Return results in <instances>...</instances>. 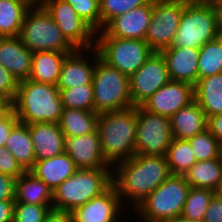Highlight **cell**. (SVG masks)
Wrapping results in <instances>:
<instances>
[{
    "mask_svg": "<svg viewBox=\"0 0 222 222\" xmlns=\"http://www.w3.org/2000/svg\"><path fill=\"white\" fill-rule=\"evenodd\" d=\"M112 185L117 194L132 203V209L161 185L171 171L166 156L134 154L112 167Z\"/></svg>",
    "mask_w": 222,
    "mask_h": 222,
    "instance_id": "cell-1",
    "label": "cell"
},
{
    "mask_svg": "<svg viewBox=\"0 0 222 222\" xmlns=\"http://www.w3.org/2000/svg\"><path fill=\"white\" fill-rule=\"evenodd\" d=\"M136 127L137 107L98 113L102 156L111 167L135 154Z\"/></svg>",
    "mask_w": 222,
    "mask_h": 222,
    "instance_id": "cell-2",
    "label": "cell"
},
{
    "mask_svg": "<svg viewBox=\"0 0 222 222\" xmlns=\"http://www.w3.org/2000/svg\"><path fill=\"white\" fill-rule=\"evenodd\" d=\"M12 105L19 122L27 125L42 122L58 124L63 111L57 85L29 79L18 83Z\"/></svg>",
    "mask_w": 222,
    "mask_h": 222,
    "instance_id": "cell-3",
    "label": "cell"
},
{
    "mask_svg": "<svg viewBox=\"0 0 222 222\" xmlns=\"http://www.w3.org/2000/svg\"><path fill=\"white\" fill-rule=\"evenodd\" d=\"M112 185V168L78 169L53 190V209L71 212Z\"/></svg>",
    "mask_w": 222,
    "mask_h": 222,
    "instance_id": "cell-4",
    "label": "cell"
},
{
    "mask_svg": "<svg viewBox=\"0 0 222 222\" xmlns=\"http://www.w3.org/2000/svg\"><path fill=\"white\" fill-rule=\"evenodd\" d=\"M184 175L171 174L133 210L142 222H169L181 216L190 189Z\"/></svg>",
    "mask_w": 222,
    "mask_h": 222,
    "instance_id": "cell-5",
    "label": "cell"
},
{
    "mask_svg": "<svg viewBox=\"0 0 222 222\" xmlns=\"http://www.w3.org/2000/svg\"><path fill=\"white\" fill-rule=\"evenodd\" d=\"M220 35L218 6L189 1L171 47L200 48Z\"/></svg>",
    "mask_w": 222,
    "mask_h": 222,
    "instance_id": "cell-6",
    "label": "cell"
},
{
    "mask_svg": "<svg viewBox=\"0 0 222 222\" xmlns=\"http://www.w3.org/2000/svg\"><path fill=\"white\" fill-rule=\"evenodd\" d=\"M94 112L118 111L132 107L129 77L100 57L93 72Z\"/></svg>",
    "mask_w": 222,
    "mask_h": 222,
    "instance_id": "cell-7",
    "label": "cell"
},
{
    "mask_svg": "<svg viewBox=\"0 0 222 222\" xmlns=\"http://www.w3.org/2000/svg\"><path fill=\"white\" fill-rule=\"evenodd\" d=\"M19 37L31 52L73 53L76 50L63 36L45 7L28 9Z\"/></svg>",
    "mask_w": 222,
    "mask_h": 222,
    "instance_id": "cell-8",
    "label": "cell"
},
{
    "mask_svg": "<svg viewBox=\"0 0 222 222\" xmlns=\"http://www.w3.org/2000/svg\"><path fill=\"white\" fill-rule=\"evenodd\" d=\"M95 48L104 62L128 77L154 52L145 40L118 37H96Z\"/></svg>",
    "mask_w": 222,
    "mask_h": 222,
    "instance_id": "cell-9",
    "label": "cell"
},
{
    "mask_svg": "<svg viewBox=\"0 0 222 222\" xmlns=\"http://www.w3.org/2000/svg\"><path fill=\"white\" fill-rule=\"evenodd\" d=\"M190 0H153L151 21L145 36L154 52L171 47L185 5Z\"/></svg>",
    "mask_w": 222,
    "mask_h": 222,
    "instance_id": "cell-10",
    "label": "cell"
},
{
    "mask_svg": "<svg viewBox=\"0 0 222 222\" xmlns=\"http://www.w3.org/2000/svg\"><path fill=\"white\" fill-rule=\"evenodd\" d=\"M172 140L170 118L137 107L135 154L166 156Z\"/></svg>",
    "mask_w": 222,
    "mask_h": 222,
    "instance_id": "cell-11",
    "label": "cell"
},
{
    "mask_svg": "<svg viewBox=\"0 0 222 222\" xmlns=\"http://www.w3.org/2000/svg\"><path fill=\"white\" fill-rule=\"evenodd\" d=\"M45 9L75 49L95 47L96 32L65 0H46Z\"/></svg>",
    "mask_w": 222,
    "mask_h": 222,
    "instance_id": "cell-12",
    "label": "cell"
},
{
    "mask_svg": "<svg viewBox=\"0 0 222 222\" xmlns=\"http://www.w3.org/2000/svg\"><path fill=\"white\" fill-rule=\"evenodd\" d=\"M170 80L163 55L160 52H153L146 62L129 77L132 106H141Z\"/></svg>",
    "mask_w": 222,
    "mask_h": 222,
    "instance_id": "cell-13",
    "label": "cell"
},
{
    "mask_svg": "<svg viewBox=\"0 0 222 222\" xmlns=\"http://www.w3.org/2000/svg\"><path fill=\"white\" fill-rule=\"evenodd\" d=\"M195 100L194 85L170 80L158 89L141 107L153 114L170 118L179 109Z\"/></svg>",
    "mask_w": 222,
    "mask_h": 222,
    "instance_id": "cell-14",
    "label": "cell"
},
{
    "mask_svg": "<svg viewBox=\"0 0 222 222\" xmlns=\"http://www.w3.org/2000/svg\"><path fill=\"white\" fill-rule=\"evenodd\" d=\"M152 11L153 0L111 19L101 31L96 33V37L145 40Z\"/></svg>",
    "mask_w": 222,
    "mask_h": 222,
    "instance_id": "cell-15",
    "label": "cell"
},
{
    "mask_svg": "<svg viewBox=\"0 0 222 222\" xmlns=\"http://www.w3.org/2000/svg\"><path fill=\"white\" fill-rule=\"evenodd\" d=\"M123 203L116 188L111 185L101 195L70 212L72 222H116L123 219Z\"/></svg>",
    "mask_w": 222,
    "mask_h": 222,
    "instance_id": "cell-16",
    "label": "cell"
},
{
    "mask_svg": "<svg viewBox=\"0 0 222 222\" xmlns=\"http://www.w3.org/2000/svg\"><path fill=\"white\" fill-rule=\"evenodd\" d=\"M99 57L95 47L76 49L73 53L68 54L61 66L57 87L69 89L79 85L92 84L94 68Z\"/></svg>",
    "mask_w": 222,
    "mask_h": 222,
    "instance_id": "cell-17",
    "label": "cell"
},
{
    "mask_svg": "<svg viewBox=\"0 0 222 222\" xmlns=\"http://www.w3.org/2000/svg\"><path fill=\"white\" fill-rule=\"evenodd\" d=\"M65 152L77 169L112 168L103 158L97 129L77 137H66Z\"/></svg>",
    "mask_w": 222,
    "mask_h": 222,
    "instance_id": "cell-18",
    "label": "cell"
},
{
    "mask_svg": "<svg viewBox=\"0 0 222 222\" xmlns=\"http://www.w3.org/2000/svg\"><path fill=\"white\" fill-rule=\"evenodd\" d=\"M170 79L195 85L198 81L199 48L168 47L160 51Z\"/></svg>",
    "mask_w": 222,
    "mask_h": 222,
    "instance_id": "cell-19",
    "label": "cell"
},
{
    "mask_svg": "<svg viewBox=\"0 0 222 222\" xmlns=\"http://www.w3.org/2000/svg\"><path fill=\"white\" fill-rule=\"evenodd\" d=\"M31 52L16 37H0V64L7 69L18 82L27 80L31 72Z\"/></svg>",
    "mask_w": 222,
    "mask_h": 222,
    "instance_id": "cell-20",
    "label": "cell"
},
{
    "mask_svg": "<svg viewBox=\"0 0 222 222\" xmlns=\"http://www.w3.org/2000/svg\"><path fill=\"white\" fill-rule=\"evenodd\" d=\"M28 127L34 145L35 161L65 152L66 137L57 123H32Z\"/></svg>",
    "mask_w": 222,
    "mask_h": 222,
    "instance_id": "cell-21",
    "label": "cell"
},
{
    "mask_svg": "<svg viewBox=\"0 0 222 222\" xmlns=\"http://www.w3.org/2000/svg\"><path fill=\"white\" fill-rule=\"evenodd\" d=\"M77 170L75 162L64 152L49 159L35 161L29 172L53 191Z\"/></svg>",
    "mask_w": 222,
    "mask_h": 222,
    "instance_id": "cell-22",
    "label": "cell"
},
{
    "mask_svg": "<svg viewBox=\"0 0 222 222\" xmlns=\"http://www.w3.org/2000/svg\"><path fill=\"white\" fill-rule=\"evenodd\" d=\"M208 118L194 100L170 117L173 138L188 140L207 129Z\"/></svg>",
    "mask_w": 222,
    "mask_h": 222,
    "instance_id": "cell-23",
    "label": "cell"
},
{
    "mask_svg": "<svg viewBox=\"0 0 222 222\" xmlns=\"http://www.w3.org/2000/svg\"><path fill=\"white\" fill-rule=\"evenodd\" d=\"M71 53L54 51H36L32 54L29 80L57 85L61 66L65 57Z\"/></svg>",
    "mask_w": 222,
    "mask_h": 222,
    "instance_id": "cell-24",
    "label": "cell"
},
{
    "mask_svg": "<svg viewBox=\"0 0 222 222\" xmlns=\"http://www.w3.org/2000/svg\"><path fill=\"white\" fill-rule=\"evenodd\" d=\"M194 96L207 118L222 113V73L200 78Z\"/></svg>",
    "mask_w": 222,
    "mask_h": 222,
    "instance_id": "cell-25",
    "label": "cell"
},
{
    "mask_svg": "<svg viewBox=\"0 0 222 222\" xmlns=\"http://www.w3.org/2000/svg\"><path fill=\"white\" fill-rule=\"evenodd\" d=\"M53 191L31 172L25 171L16 179L15 202L52 205Z\"/></svg>",
    "mask_w": 222,
    "mask_h": 222,
    "instance_id": "cell-26",
    "label": "cell"
},
{
    "mask_svg": "<svg viewBox=\"0 0 222 222\" xmlns=\"http://www.w3.org/2000/svg\"><path fill=\"white\" fill-rule=\"evenodd\" d=\"M25 171L35 163L34 145L27 124L18 122L12 129L4 145Z\"/></svg>",
    "mask_w": 222,
    "mask_h": 222,
    "instance_id": "cell-27",
    "label": "cell"
},
{
    "mask_svg": "<svg viewBox=\"0 0 222 222\" xmlns=\"http://www.w3.org/2000/svg\"><path fill=\"white\" fill-rule=\"evenodd\" d=\"M98 113L75 108H63L58 125L65 137H77L97 129Z\"/></svg>",
    "mask_w": 222,
    "mask_h": 222,
    "instance_id": "cell-28",
    "label": "cell"
},
{
    "mask_svg": "<svg viewBox=\"0 0 222 222\" xmlns=\"http://www.w3.org/2000/svg\"><path fill=\"white\" fill-rule=\"evenodd\" d=\"M184 177L191 187L216 191L222 180V158L197 161Z\"/></svg>",
    "mask_w": 222,
    "mask_h": 222,
    "instance_id": "cell-29",
    "label": "cell"
},
{
    "mask_svg": "<svg viewBox=\"0 0 222 222\" xmlns=\"http://www.w3.org/2000/svg\"><path fill=\"white\" fill-rule=\"evenodd\" d=\"M27 11L18 0H0V37L19 36Z\"/></svg>",
    "mask_w": 222,
    "mask_h": 222,
    "instance_id": "cell-30",
    "label": "cell"
},
{
    "mask_svg": "<svg viewBox=\"0 0 222 222\" xmlns=\"http://www.w3.org/2000/svg\"><path fill=\"white\" fill-rule=\"evenodd\" d=\"M222 73V35L199 48L198 80Z\"/></svg>",
    "mask_w": 222,
    "mask_h": 222,
    "instance_id": "cell-31",
    "label": "cell"
},
{
    "mask_svg": "<svg viewBox=\"0 0 222 222\" xmlns=\"http://www.w3.org/2000/svg\"><path fill=\"white\" fill-rule=\"evenodd\" d=\"M166 159L173 175H184L197 162L190 143L176 138L168 147Z\"/></svg>",
    "mask_w": 222,
    "mask_h": 222,
    "instance_id": "cell-32",
    "label": "cell"
},
{
    "mask_svg": "<svg viewBox=\"0 0 222 222\" xmlns=\"http://www.w3.org/2000/svg\"><path fill=\"white\" fill-rule=\"evenodd\" d=\"M214 194L211 189L190 187L181 216L189 220H204Z\"/></svg>",
    "mask_w": 222,
    "mask_h": 222,
    "instance_id": "cell-33",
    "label": "cell"
},
{
    "mask_svg": "<svg viewBox=\"0 0 222 222\" xmlns=\"http://www.w3.org/2000/svg\"><path fill=\"white\" fill-rule=\"evenodd\" d=\"M63 108L94 111L93 84L79 85L69 89H59Z\"/></svg>",
    "mask_w": 222,
    "mask_h": 222,
    "instance_id": "cell-34",
    "label": "cell"
},
{
    "mask_svg": "<svg viewBox=\"0 0 222 222\" xmlns=\"http://www.w3.org/2000/svg\"><path fill=\"white\" fill-rule=\"evenodd\" d=\"M187 141L190 143L197 161L222 158V145L208 129L196 134Z\"/></svg>",
    "mask_w": 222,
    "mask_h": 222,
    "instance_id": "cell-35",
    "label": "cell"
},
{
    "mask_svg": "<svg viewBox=\"0 0 222 222\" xmlns=\"http://www.w3.org/2000/svg\"><path fill=\"white\" fill-rule=\"evenodd\" d=\"M152 0H100V31L113 18Z\"/></svg>",
    "mask_w": 222,
    "mask_h": 222,
    "instance_id": "cell-36",
    "label": "cell"
},
{
    "mask_svg": "<svg viewBox=\"0 0 222 222\" xmlns=\"http://www.w3.org/2000/svg\"><path fill=\"white\" fill-rule=\"evenodd\" d=\"M97 33L100 31V0H65Z\"/></svg>",
    "mask_w": 222,
    "mask_h": 222,
    "instance_id": "cell-37",
    "label": "cell"
},
{
    "mask_svg": "<svg viewBox=\"0 0 222 222\" xmlns=\"http://www.w3.org/2000/svg\"><path fill=\"white\" fill-rule=\"evenodd\" d=\"M52 205L15 202L13 222H43Z\"/></svg>",
    "mask_w": 222,
    "mask_h": 222,
    "instance_id": "cell-38",
    "label": "cell"
},
{
    "mask_svg": "<svg viewBox=\"0 0 222 222\" xmlns=\"http://www.w3.org/2000/svg\"><path fill=\"white\" fill-rule=\"evenodd\" d=\"M24 172L25 170L17 162L14 155L7 148L0 147V173L17 179Z\"/></svg>",
    "mask_w": 222,
    "mask_h": 222,
    "instance_id": "cell-39",
    "label": "cell"
},
{
    "mask_svg": "<svg viewBox=\"0 0 222 222\" xmlns=\"http://www.w3.org/2000/svg\"><path fill=\"white\" fill-rule=\"evenodd\" d=\"M18 83L17 79L0 64V96L9 99L13 103Z\"/></svg>",
    "mask_w": 222,
    "mask_h": 222,
    "instance_id": "cell-40",
    "label": "cell"
},
{
    "mask_svg": "<svg viewBox=\"0 0 222 222\" xmlns=\"http://www.w3.org/2000/svg\"><path fill=\"white\" fill-rule=\"evenodd\" d=\"M204 222H222V197L216 193L209 203Z\"/></svg>",
    "mask_w": 222,
    "mask_h": 222,
    "instance_id": "cell-41",
    "label": "cell"
},
{
    "mask_svg": "<svg viewBox=\"0 0 222 222\" xmlns=\"http://www.w3.org/2000/svg\"><path fill=\"white\" fill-rule=\"evenodd\" d=\"M19 122L12 109L6 116L0 119V147H4L11 129Z\"/></svg>",
    "mask_w": 222,
    "mask_h": 222,
    "instance_id": "cell-42",
    "label": "cell"
},
{
    "mask_svg": "<svg viewBox=\"0 0 222 222\" xmlns=\"http://www.w3.org/2000/svg\"><path fill=\"white\" fill-rule=\"evenodd\" d=\"M16 178L0 173V201L14 200Z\"/></svg>",
    "mask_w": 222,
    "mask_h": 222,
    "instance_id": "cell-43",
    "label": "cell"
},
{
    "mask_svg": "<svg viewBox=\"0 0 222 222\" xmlns=\"http://www.w3.org/2000/svg\"><path fill=\"white\" fill-rule=\"evenodd\" d=\"M207 129L222 145V113L208 117Z\"/></svg>",
    "mask_w": 222,
    "mask_h": 222,
    "instance_id": "cell-44",
    "label": "cell"
},
{
    "mask_svg": "<svg viewBox=\"0 0 222 222\" xmlns=\"http://www.w3.org/2000/svg\"><path fill=\"white\" fill-rule=\"evenodd\" d=\"M14 200L0 201V222H13Z\"/></svg>",
    "mask_w": 222,
    "mask_h": 222,
    "instance_id": "cell-45",
    "label": "cell"
},
{
    "mask_svg": "<svg viewBox=\"0 0 222 222\" xmlns=\"http://www.w3.org/2000/svg\"><path fill=\"white\" fill-rule=\"evenodd\" d=\"M43 222H72L70 212L50 209L44 217Z\"/></svg>",
    "mask_w": 222,
    "mask_h": 222,
    "instance_id": "cell-46",
    "label": "cell"
},
{
    "mask_svg": "<svg viewBox=\"0 0 222 222\" xmlns=\"http://www.w3.org/2000/svg\"><path fill=\"white\" fill-rule=\"evenodd\" d=\"M12 109V102L3 96H0V119L6 116Z\"/></svg>",
    "mask_w": 222,
    "mask_h": 222,
    "instance_id": "cell-47",
    "label": "cell"
},
{
    "mask_svg": "<svg viewBox=\"0 0 222 222\" xmlns=\"http://www.w3.org/2000/svg\"><path fill=\"white\" fill-rule=\"evenodd\" d=\"M23 3L28 9L42 8L46 4V0H18Z\"/></svg>",
    "mask_w": 222,
    "mask_h": 222,
    "instance_id": "cell-48",
    "label": "cell"
},
{
    "mask_svg": "<svg viewBox=\"0 0 222 222\" xmlns=\"http://www.w3.org/2000/svg\"><path fill=\"white\" fill-rule=\"evenodd\" d=\"M191 1L205 3V4H212L216 6H219L222 4V0H191Z\"/></svg>",
    "mask_w": 222,
    "mask_h": 222,
    "instance_id": "cell-49",
    "label": "cell"
},
{
    "mask_svg": "<svg viewBox=\"0 0 222 222\" xmlns=\"http://www.w3.org/2000/svg\"><path fill=\"white\" fill-rule=\"evenodd\" d=\"M169 222H204V220H201V221L189 220V219L184 218L183 216H179V217H177L175 219H172Z\"/></svg>",
    "mask_w": 222,
    "mask_h": 222,
    "instance_id": "cell-50",
    "label": "cell"
},
{
    "mask_svg": "<svg viewBox=\"0 0 222 222\" xmlns=\"http://www.w3.org/2000/svg\"><path fill=\"white\" fill-rule=\"evenodd\" d=\"M219 9V21H220V35H222V4L218 6Z\"/></svg>",
    "mask_w": 222,
    "mask_h": 222,
    "instance_id": "cell-51",
    "label": "cell"
},
{
    "mask_svg": "<svg viewBox=\"0 0 222 222\" xmlns=\"http://www.w3.org/2000/svg\"><path fill=\"white\" fill-rule=\"evenodd\" d=\"M215 193L222 197V180H221L220 185L218 186L217 190L215 191Z\"/></svg>",
    "mask_w": 222,
    "mask_h": 222,
    "instance_id": "cell-52",
    "label": "cell"
}]
</instances>
